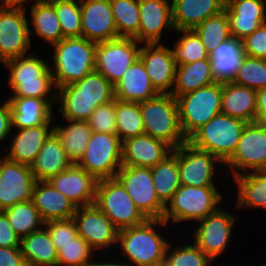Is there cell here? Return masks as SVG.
<instances>
[{
	"label": "cell",
	"mask_w": 266,
	"mask_h": 266,
	"mask_svg": "<svg viewBox=\"0 0 266 266\" xmlns=\"http://www.w3.org/2000/svg\"><path fill=\"white\" fill-rule=\"evenodd\" d=\"M175 42L171 46L176 65L192 63L202 59H209L201 38L193 30H175Z\"/></svg>",
	"instance_id": "cell-41"
},
{
	"label": "cell",
	"mask_w": 266,
	"mask_h": 266,
	"mask_svg": "<svg viewBox=\"0 0 266 266\" xmlns=\"http://www.w3.org/2000/svg\"><path fill=\"white\" fill-rule=\"evenodd\" d=\"M155 266H169V264L166 262V260H163L161 262H159L157 265Z\"/></svg>",
	"instance_id": "cell-58"
},
{
	"label": "cell",
	"mask_w": 266,
	"mask_h": 266,
	"mask_svg": "<svg viewBox=\"0 0 266 266\" xmlns=\"http://www.w3.org/2000/svg\"><path fill=\"white\" fill-rule=\"evenodd\" d=\"M38 1L53 2V1H56V0H38Z\"/></svg>",
	"instance_id": "cell-60"
},
{
	"label": "cell",
	"mask_w": 266,
	"mask_h": 266,
	"mask_svg": "<svg viewBox=\"0 0 266 266\" xmlns=\"http://www.w3.org/2000/svg\"><path fill=\"white\" fill-rule=\"evenodd\" d=\"M112 254L113 253H96L87 266H132L126 260L120 257L118 258L116 253Z\"/></svg>",
	"instance_id": "cell-55"
},
{
	"label": "cell",
	"mask_w": 266,
	"mask_h": 266,
	"mask_svg": "<svg viewBox=\"0 0 266 266\" xmlns=\"http://www.w3.org/2000/svg\"><path fill=\"white\" fill-rule=\"evenodd\" d=\"M55 117L56 115L43 125L12 129L3 155L11 161L31 166L44 141L53 132V123L57 120Z\"/></svg>",
	"instance_id": "cell-21"
},
{
	"label": "cell",
	"mask_w": 266,
	"mask_h": 266,
	"mask_svg": "<svg viewBox=\"0 0 266 266\" xmlns=\"http://www.w3.org/2000/svg\"><path fill=\"white\" fill-rule=\"evenodd\" d=\"M95 205L118 230L140 225L147 220L117 178L98 180Z\"/></svg>",
	"instance_id": "cell-9"
},
{
	"label": "cell",
	"mask_w": 266,
	"mask_h": 266,
	"mask_svg": "<svg viewBox=\"0 0 266 266\" xmlns=\"http://www.w3.org/2000/svg\"><path fill=\"white\" fill-rule=\"evenodd\" d=\"M210 54L218 45L232 37L226 10L219 12L203 21L193 29Z\"/></svg>",
	"instance_id": "cell-44"
},
{
	"label": "cell",
	"mask_w": 266,
	"mask_h": 266,
	"mask_svg": "<svg viewBox=\"0 0 266 266\" xmlns=\"http://www.w3.org/2000/svg\"><path fill=\"white\" fill-rule=\"evenodd\" d=\"M48 182L77 207L95 204L98 180L78 164L73 163Z\"/></svg>",
	"instance_id": "cell-22"
},
{
	"label": "cell",
	"mask_w": 266,
	"mask_h": 266,
	"mask_svg": "<svg viewBox=\"0 0 266 266\" xmlns=\"http://www.w3.org/2000/svg\"><path fill=\"white\" fill-rule=\"evenodd\" d=\"M222 83L214 82L176 98L182 132L188 140L221 113Z\"/></svg>",
	"instance_id": "cell-8"
},
{
	"label": "cell",
	"mask_w": 266,
	"mask_h": 266,
	"mask_svg": "<svg viewBox=\"0 0 266 266\" xmlns=\"http://www.w3.org/2000/svg\"><path fill=\"white\" fill-rule=\"evenodd\" d=\"M59 139L52 132L44 141L31 170L36 181H48L72 165Z\"/></svg>",
	"instance_id": "cell-33"
},
{
	"label": "cell",
	"mask_w": 266,
	"mask_h": 266,
	"mask_svg": "<svg viewBox=\"0 0 266 266\" xmlns=\"http://www.w3.org/2000/svg\"><path fill=\"white\" fill-rule=\"evenodd\" d=\"M61 120L60 124L58 121H56L57 125L53 123V133L59 139L68 158L72 163L77 164L85 153L92 129L88 121Z\"/></svg>",
	"instance_id": "cell-35"
},
{
	"label": "cell",
	"mask_w": 266,
	"mask_h": 266,
	"mask_svg": "<svg viewBox=\"0 0 266 266\" xmlns=\"http://www.w3.org/2000/svg\"><path fill=\"white\" fill-rule=\"evenodd\" d=\"M168 226L170 225L163 219H147L140 225L119 230L116 254L119 253L118 257L132 266L157 265L165 260L167 246L173 238L174 231L172 237L170 229L164 232L168 230Z\"/></svg>",
	"instance_id": "cell-1"
},
{
	"label": "cell",
	"mask_w": 266,
	"mask_h": 266,
	"mask_svg": "<svg viewBox=\"0 0 266 266\" xmlns=\"http://www.w3.org/2000/svg\"><path fill=\"white\" fill-rule=\"evenodd\" d=\"M29 6L30 9L28 11L27 7L26 12L30 17L28 23L31 42L34 43L33 39L38 37L36 40H42V45L49 48L61 41L64 37L54 5L51 2L35 0Z\"/></svg>",
	"instance_id": "cell-25"
},
{
	"label": "cell",
	"mask_w": 266,
	"mask_h": 266,
	"mask_svg": "<svg viewBox=\"0 0 266 266\" xmlns=\"http://www.w3.org/2000/svg\"><path fill=\"white\" fill-rule=\"evenodd\" d=\"M154 188L159 200L166 206L180 187L178 148L156 166L151 167Z\"/></svg>",
	"instance_id": "cell-38"
},
{
	"label": "cell",
	"mask_w": 266,
	"mask_h": 266,
	"mask_svg": "<svg viewBox=\"0 0 266 266\" xmlns=\"http://www.w3.org/2000/svg\"><path fill=\"white\" fill-rule=\"evenodd\" d=\"M58 251L56 266H87L96 252L79 235L65 245H54Z\"/></svg>",
	"instance_id": "cell-45"
},
{
	"label": "cell",
	"mask_w": 266,
	"mask_h": 266,
	"mask_svg": "<svg viewBox=\"0 0 266 266\" xmlns=\"http://www.w3.org/2000/svg\"><path fill=\"white\" fill-rule=\"evenodd\" d=\"M247 123L220 113L200 127L189 139L194 148L209 152L225 164L236 151Z\"/></svg>",
	"instance_id": "cell-6"
},
{
	"label": "cell",
	"mask_w": 266,
	"mask_h": 266,
	"mask_svg": "<svg viewBox=\"0 0 266 266\" xmlns=\"http://www.w3.org/2000/svg\"><path fill=\"white\" fill-rule=\"evenodd\" d=\"M28 19L26 8L0 6V64L33 51Z\"/></svg>",
	"instance_id": "cell-14"
},
{
	"label": "cell",
	"mask_w": 266,
	"mask_h": 266,
	"mask_svg": "<svg viewBox=\"0 0 266 266\" xmlns=\"http://www.w3.org/2000/svg\"><path fill=\"white\" fill-rule=\"evenodd\" d=\"M44 227L48 230L54 245H65L78 235L73 218L48 221Z\"/></svg>",
	"instance_id": "cell-50"
},
{
	"label": "cell",
	"mask_w": 266,
	"mask_h": 266,
	"mask_svg": "<svg viewBox=\"0 0 266 266\" xmlns=\"http://www.w3.org/2000/svg\"><path fill=\"white\" fill-rule=\"evenodd\" d=\"M242 41L246 56L266 59V23Z\"/></svg>",
	"instance_id": "cell-51"
},
{
	"label": "cell",
	"mask_w": 266,
	"mask_h": 266,
	"mask_svg": "<svg viewBox=\"0 0 266 266\" xmlns=\"http://www.w3.org/2000/svg\"><path fill=\"white\" fill-rule=\"evenodd\" d=\"M225 10L231 35L240 40L266 23V0H228Z\"/></svg>",
	"instance_id": "cell-24"
},
{
	"label": "cell",
	"mask_w": 266,
	"mask_h": 266,
	"mask_svg": "<svg viewBox=\"0 0 266 266\" xmlns=\"http://www.w3.org/2000/svg\"><path fill=\"white\" fill-rule=\"evenodd\" d=\"M141 58L152 86L159 94H171L176 75V63L167 43L141 44Z\"/></svg>",
	"instance_id": "cell-18"
},
{
	"label": "cell",
	"mask_w": 266,
	"mask_h": 266,
	"mask_svg": "<svg viewBox=\"0 0 266 266\" xmlns=\"http://www.w3.org/2000/svg\"><path fill=\"white\" fill-rule=\"evenodd\" d=\"M144 134L162 140L173 149L188 142L180 121L177 100L171 94H158L139 103Z\"/></svg>",
	"instance_id": "cell-5"
},
{
	"label": "cell",
	"mask_w": 266,
	"mask_h": 266,
	"mask_svg": "<svg viewBox=\"0 0 266 266\" xmlns=\"http://www.w3.org/2000/svg\"><path fill=\"white\" fill-rule=\"evenodd\" d=\"M218 186L192 187L183 186L177 189L172 199L165 206L163 220L169 225L177 224L183 229L194 226L197 222L215 212L222 203L223 193ZM188 222V223H187ZM171 223V224H170ZM193 223V224H192ZM192 224V225H190ZM189 225V226H188Z\"/></svg>",
	"instance_id": "cell-3"
},
{
	"label": "cell",
	"mask_w": 266,
	"mask_h": 266,
	"mask_svg": "<svg viewBox=\"0 0 266 266\" xmlns=\"http://www.w3.org/2000/svg\"><path fill=\"white\" fill-rule=\"evenodd\" d=\"M254 122L266 127V87L257 90L256 118Z\"/></svg>",
	"instance_id": "cell-56"
},
{
	"label": "cell",
	"mask_w": 266,
	"mask_h": 266,
	"mask_svg": "<svg viewBox=\"0 0 266 266\" xmlns=\"http://www.w3.org/2000/svg\"><path fill=\"white\" fill-rule=\"evenodd\" d=\"M56 96H86L98 106L115 99L114 85L96 70L74 83L57 88Z\"/></svg>",
	"instance_id": "cell-34"
},
{
	"label": "cell",
	"mask_w": 266,
	"mask_h": 266,
	"mask_svg": "<svg viewBox=\"0 0 266 266\" xmlns=\"http://www.w3.org/2000/svg\"><path fill=\"white\" fill-rule=\"evenodd\" d=\"M116 178L147 219L163 218L165 205L155 191L150 167L122 166Z\"/></svg>",
	"instance_id": "cell-13"
},
{
	"label": "cell",
	"mask_w": 266,
	"mask_h": 266,
	"mask_svg": "<svg viewBox=\"0 0 266 266\" xmlns=\"http://www.w3.org/2000/svg\"><path fill=\"white\" fill-rule=\"evenodd\" d=\"M54 5L64 38L81 37L80 0H56Z\"/></svg>",
	"instance_id": "cell-46"
},
{
	"label": "cell",
	"mask_w": 266,
	"mask_h": 266,
	"mask_svg": "<svg viewBox=\"0 0 266 266\" xmlns=\"http://www.w3.org/2000/svg\"><path fill=\"white\" fill-rule=\"evenodd\" d=\"M223 167L224 164L213 154L196 149L188 142L178 147L180 185L221 187L218 175L225 174ZM215 181H218L217 184Z\"/></svg>",
	"instance_id": "cell-12"
},
{
	"label": "cell",
	"mask_w": 266,
	"mask_h": 266,
	"mask_svg": "<svg viewBox=\"0 0 266 266\" xmlns=\"http://www.w3.org/2000/svg\"><path fill=\"white\" fill-rule=\"evenodd\" d=\"M0 266H26L20 247H0Z\"/></svg>",
	"instance_id": "cell-54"
},
{
	"label": "cell",
	"mask_w": 266,
	"mask_h": 266,
	"mask_svg": "<svg viewBox=\"0 0 266 266\" xmlns=\"http://www.w3.org/2000/svg\"><path fill=\"white\" fill-rule=\"evenodd\" d=\"M139 14V35L135 38L139 43H165L163 33L175 32L171 0H139Z\"/></svg>",
	"instance_id": "cell-19"
},
{
	"label": "cell",
	"mask_w": 266,
	"mask_h": 266,
	"mask_svg": "<svg viewBox=\"0 0 266 266\" xmlns=\"http://www.w3.org/2000/svg\"><path fill=\"white\" fill-rule=\"evenodd\" d=\"M140 48L141 43L134 38L96 43L95 70L115 85L139 58Z\"/></svg>",
	"instance_id": "cell-16"
},
{
	"label": "cell",
	"mask_w": 266,
	"mask_h": 266,
	"mask_svg": "<svg viewBox=\"0 0 266 266\" xmlns=\"http://www.w3.org/2000/svg\"><path fill=\"white\" fill-rule=\"evenodd\" d=\"M35 0H0L1 7H29V3L31 4Z\"/></svg>",
	"instance_id": "cell-57"
},
{
	"label": "cell",
	"mask_w": 266,
	"mask_h": 266,
	"mask_svg": "<svg viewBox=\"0 0 266 266\" xmlns=\"http://www.w3.org/2000/svg\"><path fill=\"white\" fill-rule=\"evenodd\" d=\"M224 168L226 174L230 171L232 179L244 173L266 170V127L256 122L247 123L236 151Z\"/></svg>",
	"instance_id": "cell-11"
},
{
	"label": "cell",
	"mask_w": 266,
	"mask_h": 266,
	"mask_svg": "<svg viewBox=\"0 0 266 266\" xmlns=\"http://www.w3.org/2000/svg\"><path fill=\"white\" fill-rule=\"evenodd\" d=\"M35 184L31 166L11 161L0 153V211L31 200Z\"/></svg>",
	"instance_id": "cell-17"
},
{
	"label": "cell",
	"mask_w": 266,
	"mask_h": 266,
	"mask_svg": "<svg viewBox=\"0 0 266 266\" xmlns=\"http://www.w3.org/2000/svg\"><path fill=\"white\" fill-rule=\"evenodd\" d=\"M245 56L243 41L233 36L218 45L209 54L215 82H233Z\"/></svg>",
	"instance_id": "cell-30"
},
{
	"label": "cell",
	"mask_w": 266,
	"mask_h": 266,
	"mask_svg": "<svg viewBox=\"0 0 266 266\" xmlns=\"http://www.w3.org/2000/svg\"><path fill=\"white\" fill-rule=\"evenodd\" d=\"M21 238L15 233L6 214L0 211V247H20Z\"/></svg>",
	"instance_id": "cell-53"
},
{
	"label": "cell",
	"mask_w": 266,
	"mask_h": 266,
	"mask_svg": "<svg viewBox=\"0 0 266 266\" xmlns=\"http://www.w3.org/2000/svg\"><path fill=\"white\" fill-rule=\"evenodd\" d=\"M44 222L73 218L77 206L48 181H36L32 199Z\"/></svg>",
	"instance_id": "cell-26"
},
{
	"label": "cell",
	"mask_w": 266,
	"mask_h": 266,
	"mask_svg": "<svg viewBox=\"0 0 266 266\" xmlns=\"http://www.w3.org/2000/svg\"><path fill=\"white\" fill-rule=\"evenodd\" d=\"M49 67L56 88L82 79L95 70L96 43L84 37L63 38L51 47Z\"/></svg>",
	"instance_id": "cell-4"
},
{
	"label": "cell",
	"mask_w": 266,
	"mask_h": 266,
	"mask_svg": "<svg viewBox=\"0 0 266 266\" xmlns=\"http://www.w3.org/2000/svg\"><path fill=\"white\" fill-rule=\"evenodd\" d=\"M173 151L166 142L142 134L122 142V166L153 167Z\"/></svg>",
	"instance_id": "cell-23"
},
{
	"label": "cell",
	"mask_w": 266,
	"mask_h": 266,
	"mask_svg": "<svg viewBox=\"0 0 266 266\" xmlns=\"http://www.w3.org/2000/svg\"><path fill=\"white\" fill-rule=\"evenodd\" d=\"M215 82L209 59L177 65L171 95L175 98Z\"/></svg>",
	"instance_id": "cell-37"
},
{
	"label": "cell",
	"mask_w": 266,
	"mask_h": 266,
	"mask_svg": "<svg viewBox=\"0 0 266 266\" xmlns=\"http://www.w3.org/2000/svg\"><path fill=\"white\" fill-rule=\"evenodd\" d=\"M12 131V121H11V106L7 97L5 100L1 102L0 100V147L3 150L0 151L2 154L6 148L2 143L6 144L5 142L8 141L10 134ZM6 140V141H5ZM3 145V146H1Z\"/></svg>",
	"instance_id": "cell-52"
},
{
	"label": "cell",
	"mask_w": 266,
	"mask_h": 266,
	"mask_svg": "<svg viewBox=\"0 0 266 266\" xmlns=\"http://www.w3.org/2000/svg\"><path fill=\"white\" fill-rule=\"evenodd\" d=\"M158 94L151 84L140 57L129 66L122 78L114 85L115 98L121 101L140 103Z\"/></svg>",
	"instance_id": "cell-29"
},
{
	"label": "cell",
	"mask_w": 266,
	"mask_h": 266,
	"mask_svg": "<svg viewBox=\"0 0 266 266\" xmlns=\"http://www.w3.org/2000/svg\"><path fill=\"white\" fill-rule=\"evenodd\" d=\"M87 121L92 132L116 134L115 99L98 106Z\"/></svg>",
	"instance_id": "cell-49"
},
{
	"label": "cell",
	"mask_w": 266,
	"mask_h": 266,
	"mask_svg": "<svg viewBox=\"0 0 266 266\" xmlns=\"http://www.w3.org/2000/svg\"><path fill=\"white\" fill-rule=\"evenodd\" d=\"M233 83L259 90L266 87V59L245 56Z\"/></svg>",
	"instance_id": "cell-48"
},
{
	"label": "cell",
	"mask_w": 266,
	"mask_h": 266,
	"mask_svg": "<svg viewBox=\"0 0 266 266\" xmlns=\"http://www.w3.org/2000/svg\"><path fill=\"white\" fill-rule=\"evenodd\" d=\"M11 106L12 129L43 125L55 115L56 100L8 97Z\"/></svg>",
	"instance_id": "cell-27"
},
{
	"label": "cell",
	"mask_w": 266,
	"mask_h": 266,
	"mask_svg": "<svg viewBox=\"0 0 266 266\" xmlns=\"http://www.w3.org/2000/svg\"><path fill=\"white\" fill-rule=\"evenodd\" d=\"M185 237L182 239L180 237V240L175 237L174 243L172 239L169 242L165 252V260L169 266H212L215 264L188 236L186 239Z\"/></svg>",
	"instance_id": "cell-39"
},
{
	"label": "cell",
	"mask_w": 266,
	"mask_h": 266,
	"mask_svg": "<svg viewBox=\"0 0 266 266\" xmlns=\"http://www.w3.org/2000/svg\"><path fill=\"white\" fill-rule=\"evenodd\" d=\"M119 37L136 38L139 35V0H110Z\"/></svg>",
	"instance_id": "cell-43"
},
{
	"label": "cell",
	"mask_w": 266,
	"mask_h": 266,
	"mask_svg": "<svg viewBox=\"0 0 266 266\" xmlns=\"http://www.w3.org/2000/svg\"><path fill=\"white\" fill-rule=\"evenodd\" d=\"M175 30H191L225 9L224 0H171Z\"/></svg>",
	"instance_id": "cell-28"
},
{
	"label": "cell",
	"mask_w": 266,
	"mask_h": 266,
	"mask_svg": "<svg viewBox=\"0 0 266 266\" xmlns=\"http://www.w3.org/2000/svg\"><path fill=\"white\" fill-rule=\"evenodd\" d=\"M20 248L26 266H56L58 251L43 227L21 238Z\"/></svg>",
	"instance_id": "cell-36"
},
{
	"label": "cell",
	"mask_w": 266,
	"mask_h": 266,
	"mask_svg": "<svg viewBox=\"0 0 266 266\" xmlns=\"http://www.w3.org/2000/svg\"><path fill=\"white\" fill-rule=\"evenodd\" d=\"M235 191V207L238 210L266 211V170L253 171L231 179ZM237 196V197H236Z\"/></svg>",
	"instance_id": "cell-31"
},
{
	"label": "cell",
	"mask_w": 266,
	"mask_h": 266,
	"mask_svg": "<svg viewBox=\"0 0 266 266\" xmlns=\"http://www.w3.org/2000/svg\"><path fill=\"white\" fill-rule=\"evenodd\" d=\"M56 106L60 119L87 121L98 107L96 102L86 96H56Z\"/></svg>",
	"instance_id": "cell-47"
},
{
	"label": "cell",
	"mask_w": 266,
	"mask_h": 266,
	"mask_svg": "<svg viewBox=\"0 0 266 266\" xmlns=\"http://www.w3.org/2000/svg\"><path fill=\"white\" fill-rule=\"evenodd\" d=\"M77 164L97 180L116 178L122 167V141L117 134L92 132Z\"/></svg>",
	"instance_id": "cell-10"
},
{
	"label": "cell",
	"mask_w": 266,
	"mask_h": 266,
	"mask_svg": "<svg viewBox=\"0 0 266 266\" xmlns=\"http://www.w3.org/2000/svg\"><path fill=\"white\" fill-rule=\"evenodd\" d=\"M259 266H266V260H264L261 263H259Z\"/></svg>",
	"instance_id": "cell-59"
},
{
	"label": "cell",
	"mask_w": 266,
	"mask_h": 266,
	"mask_svg": "<svg viewBox=\"0 0 266 266\" xmlns=\"http://www.w3.org/2000/svg\"><path fill=\"white\" fill-rule=\"evenodd\" d=\"M3 212L20 238L42 229L45 225L44 220L31 200L17 203Z\"/></svg>",
	"instance_id": "cell-40"
},
{
	"label": "cell",
	"mask_w": 266,
	"mask_h": 266,
	"mask_svg": "<svg viewBox=\"0 0 266 266\" xmlns=\"http://www.w3.org/2000/svg\"><path fill=\"white\" fill-rule=\"evenodd\" d=\"M227 208L220 206L215 212L206 218L197 222L192 229H188V236L191 240L214 262L222 255L226 254V250L232 246L234 238L232 237L238 215L230 213ZM193 232H190V231ZM190 234V235H189ZM229 245V246H228Z\"/></svg>",
	"instance_id": "cell-7"
},
{
	"label": "cell",
	"mask_w": 266,
	"mask_h": 266,
	"mask_svg": "<svg viewBox=\"0 0 266 266\" xmlns=\"http://www.w3.org/2000/svg\"><path fill=\"white\" fill-rule=\"evenodd\" d=\"M36 53L32 51L31 54L7 60L2 64L8 71V78L4 83L9 92L11 90L7 97L56 100L57 88L50 71L49 56L46 59L45 55L39 57Z\"/></svg>",
	"instance_id": "cell-2"
},
{
	"label": "cell",
	"mask_w": 266,
	"mask_h": 266,
	"mask_svg": "<svg viewBox=\"0 0 266 266\" xmlns=\"http://www.w3.org/2000/svg\"><path fill=\"white\" fill-rule=\"evenodd\" d=\"M116 134L124 140L144 134V125L139 103L115 98Z\"/></svg>",
	"instance_id": "cell-42"
},
{
	"label": "cell",
	"mask_w": 266,
	"mask_h": 266,
	"mask_svg": "<svg viewBox=\"0 0 266 266\" xmlns=\"http://www.w3.org/2000/svg\"><path fill=\"white\" fill-rule=\"evenodd\" d=\"M73 219L78 235L96 253H115L119 230L95 204L77 207Z\"/></svg>",
	"instance_id": "cell-15"
},
{
	"label": "cell",
	"mask_w": 266,
	"mask_h": 266,
	"mask_svg": "<svg viewBox=\"0 0 266 266\" xmlns=\"http://www.w3.org/2000/svg\"><path fill=\"white\" fill-rule=\"evenodd\" d=\"M257 91L233 82L222 83L221 113L254 122L256 118Z\"/></svg>",
	"instance_id": "cell-32"
},
{
	"label": "cell",
	"mask_w": 266,
	"mask_h": 266,
	"mask_svg": "<svg viewBox=\"0 0 266 266\" xmlns=\"http://www.w3.org/2000/svg\"><path fill=\"white\" fill-rule=\"evenodd\" d=\"M81 37L94 43L119 38L110 0H80Z\"/></svg>",
	"instance_id": "cell-20"
}]
</instances>
